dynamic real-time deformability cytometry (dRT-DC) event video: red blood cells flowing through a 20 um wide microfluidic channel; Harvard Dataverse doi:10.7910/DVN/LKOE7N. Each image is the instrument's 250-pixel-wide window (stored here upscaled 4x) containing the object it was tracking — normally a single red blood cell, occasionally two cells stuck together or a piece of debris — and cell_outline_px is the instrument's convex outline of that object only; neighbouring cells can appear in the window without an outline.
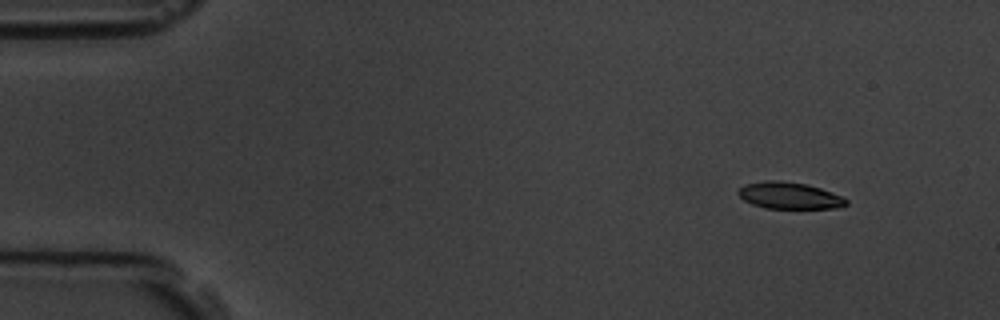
{"species": "common noctule bat (a hibernating species)", "species_latin": "Nyctalus noctula", "temperature_condition": "room temperature", "stored_images_in_passage": 14, "camera_frame_rate_fps": 3000, "um_per_image_px": 0.085, "animal": {"sex": "male", "body_mass_g": 19.5, "forearm_length_mm": 54.6}, "frame": {"image": 1, "passage_image": 1, "time_ms": 0.0, "image_size_px": [1000, 320], "cell_outline_px": [[848, 204], [840, 208], [764, 208], [752, 204], [744, 200], [736, 192], [744, 184], [768, 180], [776, 180], [808, 184], [832, 192], [848, 200]], "centroid_in_image_um": [67.1, 16.62], "position_along_channel_um": 17.9, "area_um2": 16.82}}
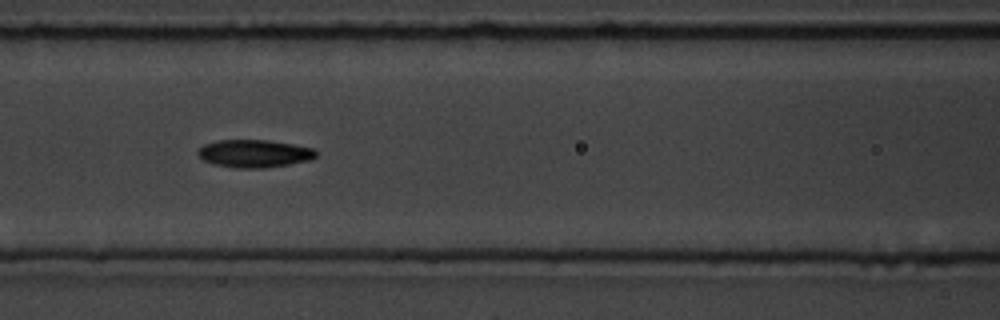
{"frame": {"image": 2, "passage_image": 6, "time_ms": 6.333, "image_size_px": [1000, 320], "cell_outline_px": [[316, 156], [312, 160], [264, 168], [236, 168], [212, 164], [204, 160], [196, 152], [204, 144], [216, 140], [268, 140], [316, 148]], "centroid_in_image_um": [21.63, 13.05], "position_along_channel_um": 145.0, "area_um2": 19.19}}
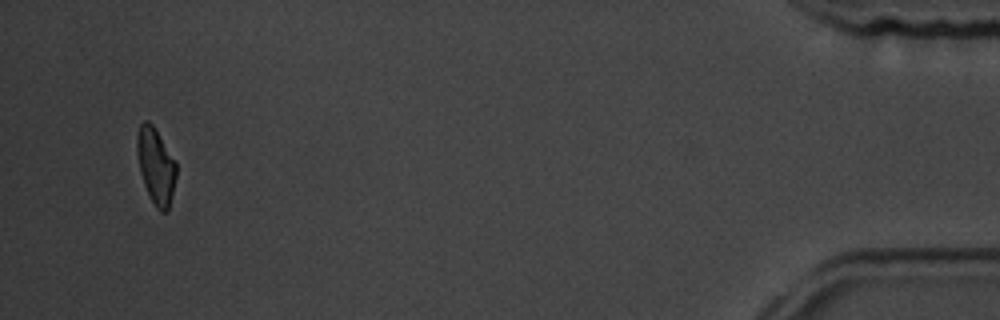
{"frame": {"image": 3, "passage_image": 14, "time_ms": 16.333, "image_size_px": [1000, 320], "cell_outline_px": [[176, 176], [168, 212], [160, 212], [156, 208], [144, 184], [140, 172], [136, 152], [136, 136], [140, 124], [144, 120], [148, 120], [152, 124], [176, 160]], "centroid_in_image_um": [13.24, 14.08], "position_along_channel_um": 422.0, "area_um2": 17.46}, "authors_computed_cell_mechanics": {"area_um2": 18.7561, "velocity_mm_per_s": 3.5859, "shape_relaxation_time_tau1_ms": 4.1921, "shape_relaxation_time_tau2_ms": 3.9146, "deformation_change_tau1": 0.1184, "deformation_change_tau2": 0.0839}}